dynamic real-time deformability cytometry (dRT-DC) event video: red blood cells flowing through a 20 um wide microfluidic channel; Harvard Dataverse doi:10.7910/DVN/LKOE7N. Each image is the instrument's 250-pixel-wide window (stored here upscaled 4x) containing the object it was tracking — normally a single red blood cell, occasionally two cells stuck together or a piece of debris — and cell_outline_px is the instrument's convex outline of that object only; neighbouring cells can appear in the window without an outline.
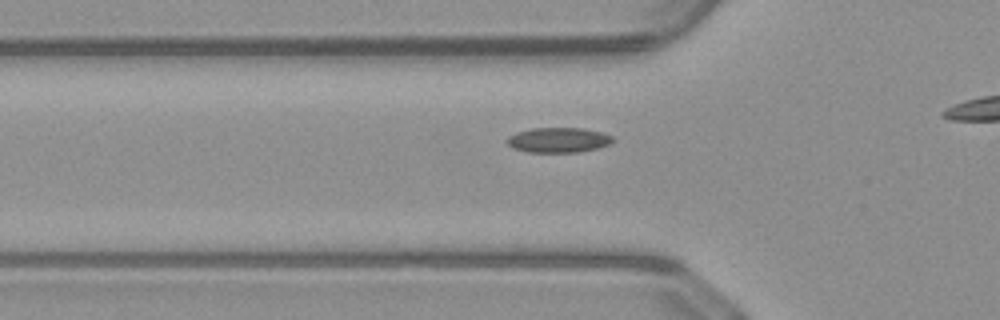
{"species": "common noctule bat (a hibernating species)", "species_latin": "Nyctalus noctula", "temperature_condition": "warm", "stored_images_in_passage": 28, "camera_frame_rate_fps": 3000, "um_per_image_px": 0.085, "animal": {"sex": "male", "body_mass_g": 23.1, "forearm_length_mm": 52.7}, "frame": {"image": 1, "passage_image": 4, "time_ms": 1.0, "image_size_px": [1000, 320], "cell_outline_px": [[616, 140], [608, 144], [596, 148], [576, 152], [528, 152], [512, 148], [504, 140], [508, 136], [516, 132], [532, 128], [584, 128], [604, 132], [612, 136]], "centroid_in_image_um": [47.44, 11.89], "position_along_channel_um": 78.4, "area_um2": 15.55}}
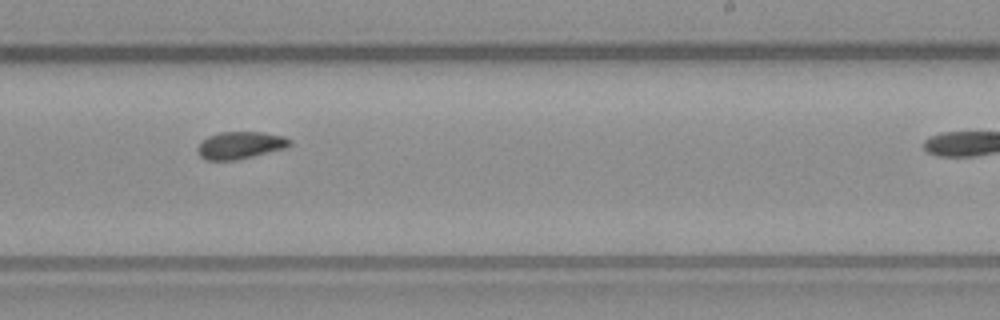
{"frame": {"image": 2, "passage_image": 18, "time_ms": 5.667, "image_size_px": [1000, 320], "cell_outline_px": [[292, 144], [288, 148], [236, 160], [204, 160], [196, 152], [196, 148], [208, 136], [220, 132], [264, 132], [284, 136], [292, 140]], "centroid_in_image_um": [20.45, 12.35], "position_along_channel_um": 268.5, "area_um2": 14.85}}
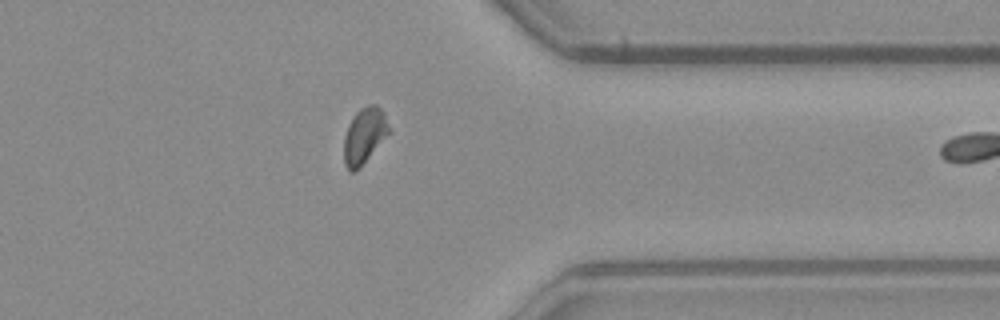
{"frame": {"image": 3, "passage_image": 27, "time_ms": 8.667, "image_size_px": [1000, 320], "cell_outline_px": [[388, 132], [360, 168], [356, 172], [352, 172], [344, 164], [344, 136], [348, 124], [356, 112], [360, 108], [368, 104], [376, 104], [384, 112], [388, 124]], "centroid_in_image_um": [30.93, 11.52], "position_along_channel_um": 380.5, "area_um2": 14.39}}